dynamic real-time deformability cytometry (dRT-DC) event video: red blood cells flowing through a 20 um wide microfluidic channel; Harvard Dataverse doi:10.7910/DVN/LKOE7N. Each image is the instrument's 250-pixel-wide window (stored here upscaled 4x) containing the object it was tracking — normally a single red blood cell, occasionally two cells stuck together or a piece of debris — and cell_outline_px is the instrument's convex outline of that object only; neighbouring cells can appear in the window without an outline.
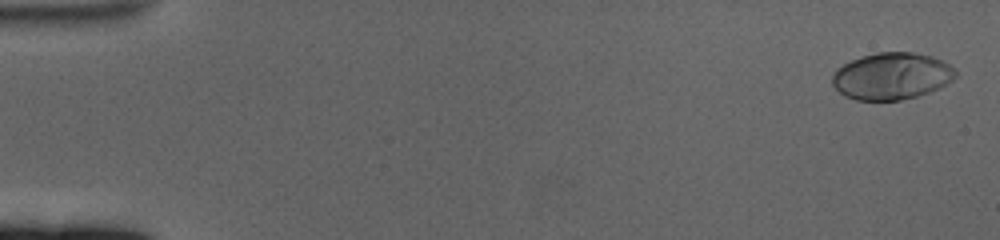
{"species": "human", "species_latin": "Homo sapiens", "temperature_condition": "cold", "stored_images_in_passage": 61, "camera_frame_rate_fps": 3000, "um_per_image_px": 0.085, "donor": {"sex": "female"}, "frame": {"image": 1, "passage_image": 2, "time_ms": 0.333, "image_size_px": [1000, 240], "cell_outline_px": [[956, 76], [952, 80], [940, 88], [916, 96], [900, 100], [856, 100], [844, 96], [832, 84], [832, 76], [836, 68], [852, 60], [876, 52], [912, 52], [932, 56], [956, 68]], "centroid_in_image_um": [75.79, 6.47], "position_along_channel_um": 9.2, "area_um2": 33.64}}
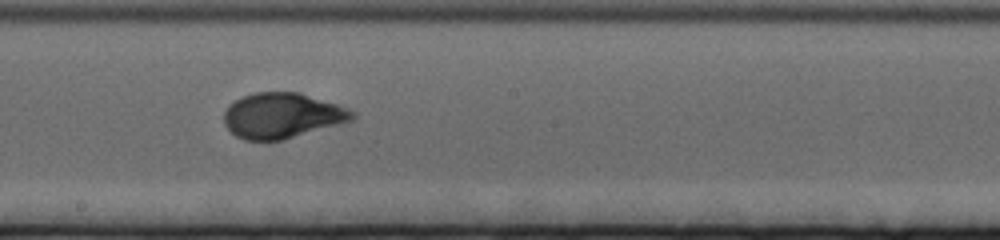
{"frame": {"image": 2, "passage_image": 35, "time_ms": 11.333, "image_size_px": [1000, 240], "cell_outline_px": [[356, 116], [352, 120], [284, 140], [244, 140], [236, 136], [224, 124], [224, 112], [228, 104], [244, 96], [256, 92], [300, 92], [348, 108], [356, 112]], "centroid_in_image_um": [23.98, 9.82], "position_along_channel_um": 224.2, "area_um2": 33.87}}
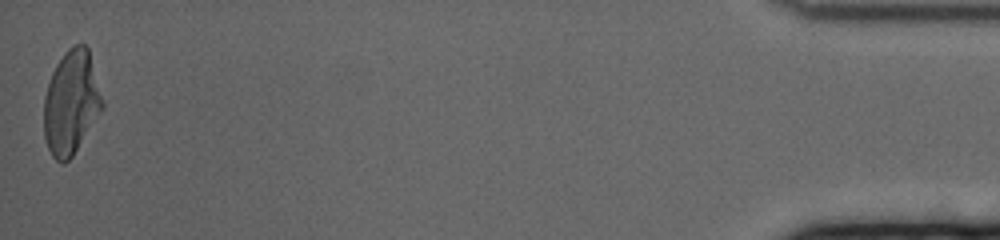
{"frame": {"image": 3, "passage_image": 61, "time_ms": 20.0, "image_size_px": [1000, 240], "cell_outline_px": [[104, 108], [72, 156], [64, 164], [60, 164], [52, 156], [48, 148], [44, 136], [44, 96], [52, 72], [56, 64], [64, 52], [72, 44], [84, 44], [88, 48], [104, 100]], "centroid_in_image_um": [6.06, 8.71], "position_along_channel_um": 429.1, "area_um2": 35.6}, "authors_computed_cell_mechanics": {"area_um2": 33.6396, "velocity_mm_per_s": 3.3599, "shape_relaxation_time_tau1_ms": 4.0562, "shape_relaxation_time_tau2_ms": null, "deformation_change_tau1": 0.2094, "deformation_change_tau2": null}}